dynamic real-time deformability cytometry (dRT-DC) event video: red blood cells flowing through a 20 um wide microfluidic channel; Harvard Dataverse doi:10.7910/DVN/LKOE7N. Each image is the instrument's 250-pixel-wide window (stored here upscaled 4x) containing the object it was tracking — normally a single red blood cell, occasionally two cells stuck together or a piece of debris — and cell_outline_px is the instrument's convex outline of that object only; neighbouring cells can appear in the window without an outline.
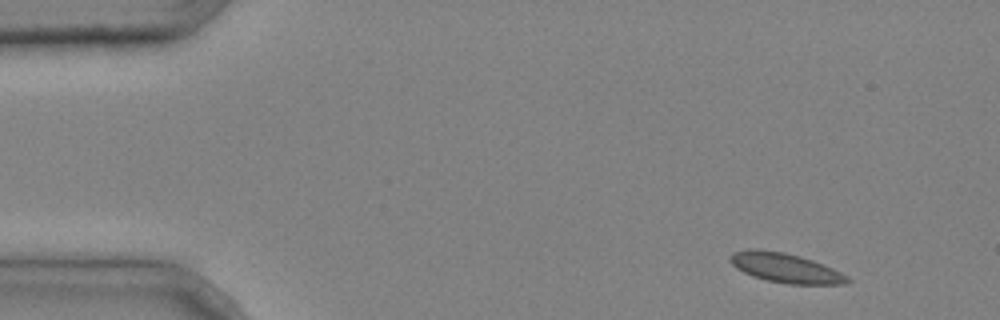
{"species": "common noctule bat (a hibernating species)", "species_latin": "Nyctalus noctula", "temperature_condition": "cold", "stored_images_in_passage": 4, "camera_frame_rate_fps": 3000, "um_per_image_px": 0.085, "animal": {"sex": "male", "body_mass_g": 20.4}, "frame": {"image": 1, "passage_image": 1, "time_ms": 0.0, "image_size_px": [1000, 320], "cell_outline_px": [[852, 280], [844, 284], [788, 284], [768, 280], [752, 276], [736, 268], [728, 260], [728, 256], [732, 252], [748, 248], [756, 248], [784, 252], [800, 256], [812, 260], [832, 268], [848, 276]], "centroid_in_image_um": [66.71, 22.75], "position_along_channel_um": 18.3, "area_um2": 20.29}}
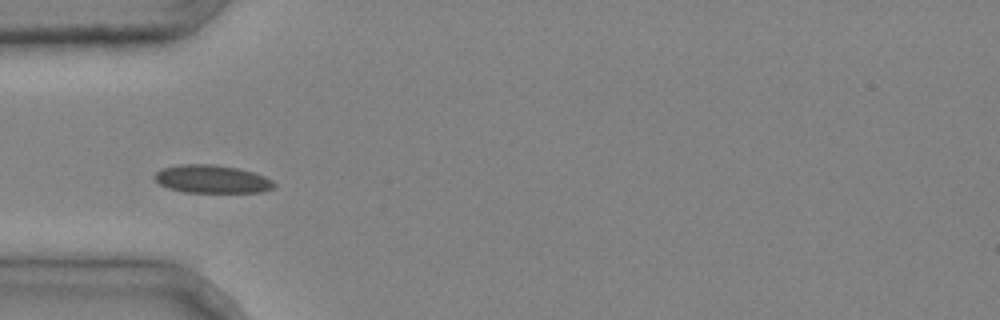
{"frame": {"image": 2, "passage_image": 4, "time_ms": 1.0, "image_size_px": [1000, 320], "cell_outline_px": [[276, 188], [260, 192], [184, 192], [168, 188], [160, 184], [152, 176], [156, 172], [164, 168], [180, 164], [212, 164], [240, 168], [264, 176], [272, 180], [276, 184]], "centroid_in_image_um": [18.03, 15.22], "position_along_channel_um": 67.0, "area_um2": 19.59}}